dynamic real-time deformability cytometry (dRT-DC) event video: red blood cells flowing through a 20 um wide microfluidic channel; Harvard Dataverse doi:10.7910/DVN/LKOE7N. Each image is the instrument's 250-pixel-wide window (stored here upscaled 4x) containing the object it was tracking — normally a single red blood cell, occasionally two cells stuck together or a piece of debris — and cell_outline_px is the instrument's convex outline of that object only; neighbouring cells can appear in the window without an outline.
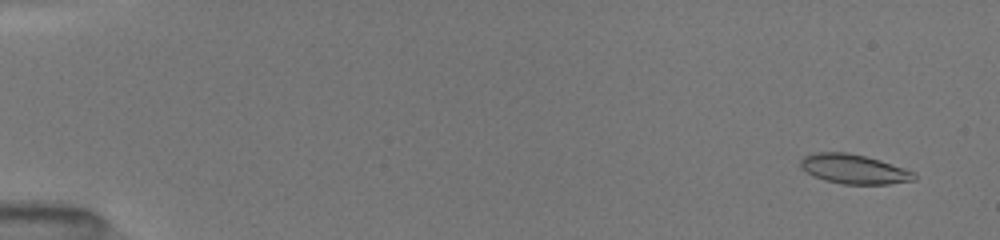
{"species": "common noctule bat (a hibernating species)", "species_latin": "Nyctalus noctula", "temperature_condition": "room temperature", "stored_images_in_passage": 68, "camera_frame_rate_fps": 3000, "um_per_image_px": 0.085, "animal": {"sex": "female", "body_mass_g": 19.5, "forearm_length_mm": 54.1}, "frame": {"image": 1, "passage_image": 3, "time_ms": 0.667, "image_size_px": [1000, 240], "cell_outline_px": [[916, 180], [888, 184], [840, 184], [824, 180], [812, 176], [800, 168], [800, 160], [804, 156], [812, 152], [848, 152], [880, 160], [916, 172]], "centroid_in_image_um": [72.56, 14.37], "position_along_channel_um": 12.4, "area_um2": 19.77}}
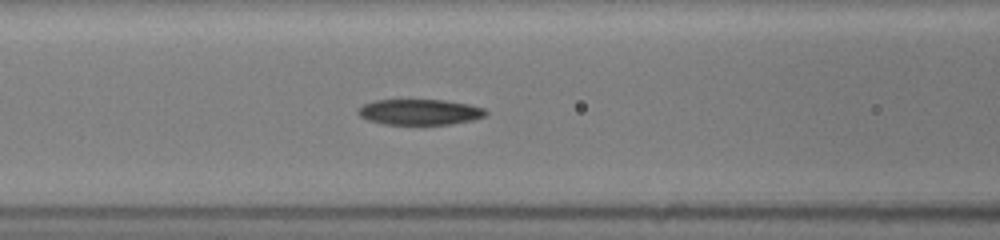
{"frame": {"image": 2, "passage_image": 24, "time_ms": 7.333, "image_size_px": [1000, 240], "cell_outline_px": [[488, 112], [484, 116], [472, 120], [452, 124], [384, 124], [368, 120], [360, 116], [356, 112], [364, 104], [372, 100], [444, 100], [468, 104], [484, 108]], "centroid_in_image_um": [35.67, 9.52], "position_along_channel_um": 130.9, "area_um2": 19.02}}
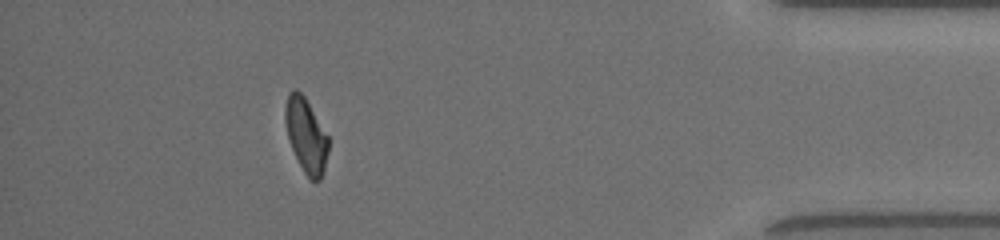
{"frame": {"image": 3, "passage_image": 55, "time_ms": 15.333, "image_size_px": [1000, 240], "cell_outline_px": [[328, 152], [324, 172], [320, 180], [312, 180], [304, 172], [292, 148], [288, 136], [284, 120], [284, 108], [288, 92], [292, 88], [296, 88], [304, 96], [328, 136]], "centroid_in_image_um": [26.0, 11.47], "position_along_channel_um": 409.2, "area_um2": 18.55}, "authors_computed_cell_mechanics": {"area_um2": 19.4208, "velocity_mm_per_s": 4.0332, "shape_relaxation_time_tau1_ms": 6.864, "shape_relaxation_time_tau2_ms": 4.2209, "deformation_change_tau1": 0.1789, "deformation_change_tau2": 0.1182}}